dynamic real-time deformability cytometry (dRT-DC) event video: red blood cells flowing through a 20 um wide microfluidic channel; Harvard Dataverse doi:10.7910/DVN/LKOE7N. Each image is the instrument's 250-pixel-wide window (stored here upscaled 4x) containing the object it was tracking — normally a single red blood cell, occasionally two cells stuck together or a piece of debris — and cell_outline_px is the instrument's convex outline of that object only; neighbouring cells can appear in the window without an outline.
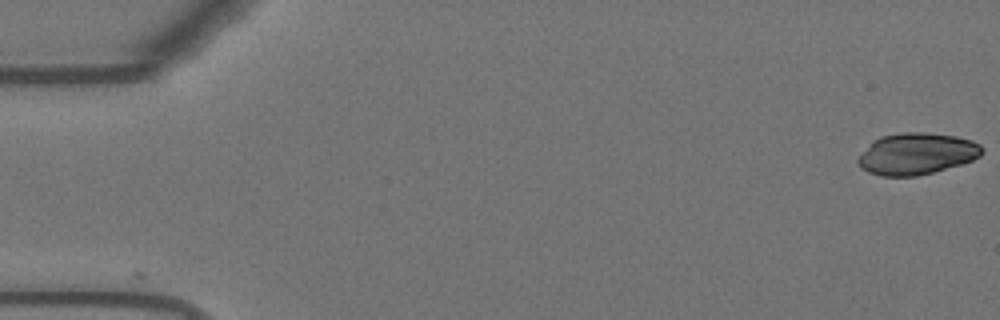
{"species": "Egyptian fruit bat (a non-hibernating species)", "species_latin": "Rousettus aegyptiacus", "temperature_condition": "warm", "stored_images_in_passage": 2, "camera_frame_rate_fps": 3000, "um_per_image_px": 0.085, "animal": {"sex": "female"}, "frame": {"image": 1, "passage_image": 1, "time_ms": 0.0, "image_size_px": [1000, 320], "cell_outline_px": [[984, 152], [980, 156], [972, 160], [960, 164], [932, 172], [916, 176], [880, 176], [868, 172], [860, 168], [856, 160], [872, 140], [880, 136], [904, 132], [924, 132], [956, 136], [972, 140], [980, 144], [984, 148]], "centroid_in_image_um": [77.9, 13.06], "position_along_channel_um": 7.1, "area_um2": 30.17}}